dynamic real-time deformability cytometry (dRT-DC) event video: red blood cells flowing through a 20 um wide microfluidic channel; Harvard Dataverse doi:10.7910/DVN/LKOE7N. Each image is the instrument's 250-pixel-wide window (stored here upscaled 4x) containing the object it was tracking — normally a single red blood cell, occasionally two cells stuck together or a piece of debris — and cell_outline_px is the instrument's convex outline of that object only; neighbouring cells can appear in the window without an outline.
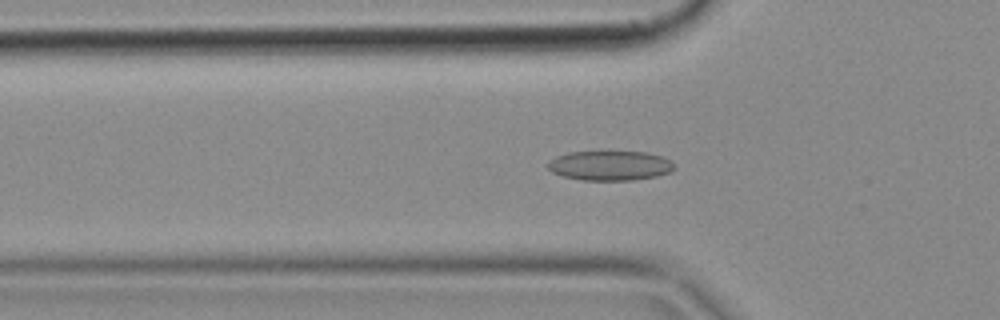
{"species": "common noctule bat (a hibernating species)", "species_latin": "Nyctalus noctula", "temperature_condition": "cold", "stored_images_in_passage": 41, "camera_frame_rate_fps": 3000, "um_per_image_px": 0.085, "animal": {"sex": "female", "body_mass_g": 18.4}, "frame": {"image": 1, "passage_image": 7, "time_ms": 2.0, "image_size_px": [1000, 320], "cell_outline_px": [[676, 168], [672, 172], [656, 176], [632, 180], [580, 180], [564, 176], [552, 172], [548, 168], [548, 164], [556, 156], [568, 152], [644, 152], [660, 156], [672, 160], [676, 164]], "centroid_in_image_um": [51.9, 14.08], "position_along_channel_um": 73.9, "area_um2": 21.85}}
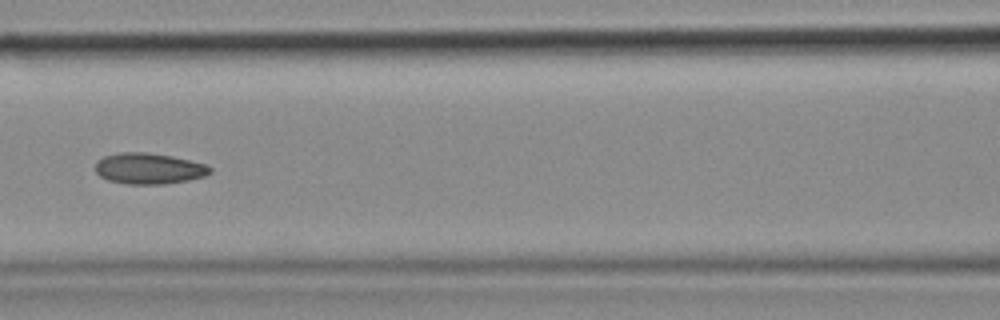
{"frame": {"image": 2, "passage_image": 13, "time_ms": 4.0, "image_size_px": [1000, 320], "cell_outline_px": [[212, 172], [204, 176], [188, 180], [164, 184], [124, 184], [108, 180], [100, 176], [96, 172], [96, 160], [104, 156], [120, 152], [144, 152], [172, 156], [204, 164], [212, 168]], "centroid_in_image_um": [12.63, 14.33], "position_along_channel_um": 154.0, "area_um2": 20.69}}
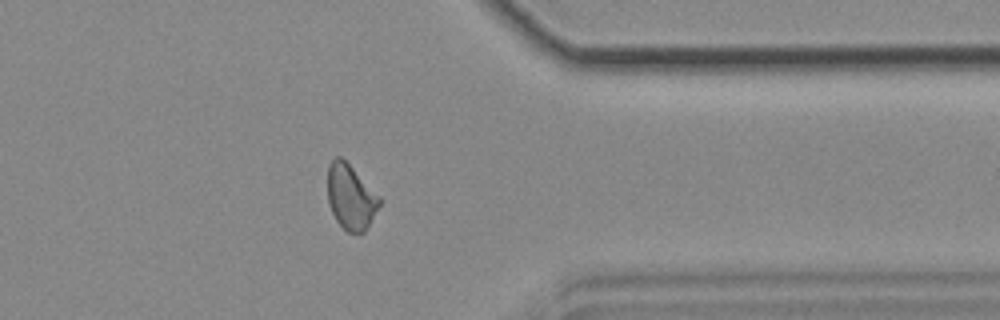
{"frame": {"image": 3, "passage_image": 31, "time_ms": 10.0, "image_size_px": [1000, 320], "cell_outline_px": [[380, 204], [364, 232], [360, 236], [348, 232], [336, 220], [328, 204], [328, 164], [336, 156], [340, 156], [380, 196]], "centroid_in_image_um": [29.8, 16.77], "position_along_channel_um": 381.6, "area_um2": 19.48}}